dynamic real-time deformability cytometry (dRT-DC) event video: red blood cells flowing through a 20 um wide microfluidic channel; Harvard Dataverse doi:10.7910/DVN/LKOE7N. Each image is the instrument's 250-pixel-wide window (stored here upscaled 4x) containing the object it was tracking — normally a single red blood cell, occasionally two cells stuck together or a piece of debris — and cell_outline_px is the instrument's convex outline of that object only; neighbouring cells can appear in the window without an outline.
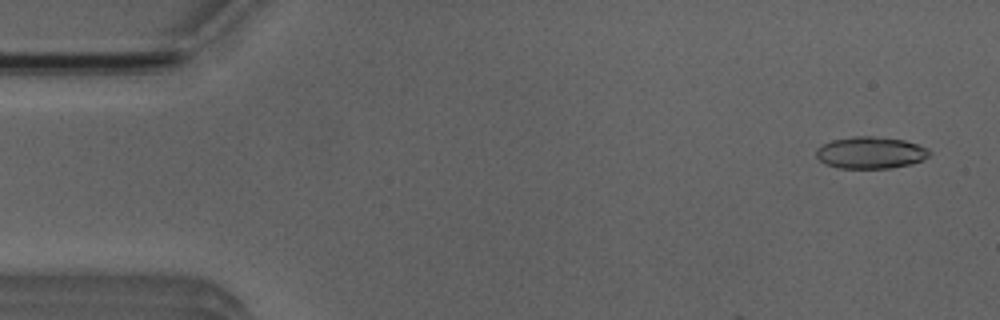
{"species": "Egyptian fruit bat (a non-hibernating species)", "species_latin": "Rousettus aegyptiacus", "temperature_condition": "room temperature", "stored_images_in_passage": 8, "camera_frame_rate_fps": 3000, "um_per_image_px": 0.085, "animal": {"sex": "male"}, "frame": {"image": 1, "passage_image": 2, "time_ms": 0.333, "image_size_px": [1000, 320], "cell_outline_px": [[928, 156], [924, 160], [912, 164], [892, 168], [840, 168], [824, 164], [816, 156], [816, 148], [832, 140], [852, 136], [872, 136], [904, 140], [928, 148]], "centroid_in_image_um": [73.98, 12.98], "position_along_channel_um": 11.0, "area_um2": 21.04}}